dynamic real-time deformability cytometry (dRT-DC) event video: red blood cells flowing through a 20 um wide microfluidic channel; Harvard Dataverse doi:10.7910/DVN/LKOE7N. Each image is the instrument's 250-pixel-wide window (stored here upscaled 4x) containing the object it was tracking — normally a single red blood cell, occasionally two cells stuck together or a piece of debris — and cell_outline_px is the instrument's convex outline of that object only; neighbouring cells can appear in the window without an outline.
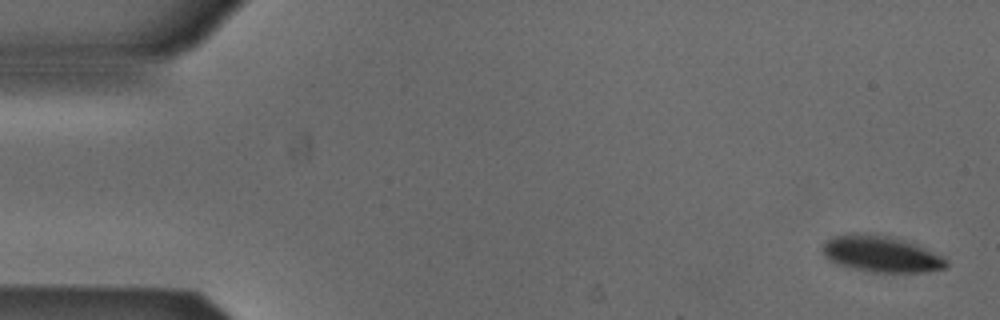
{"species": "Egyptian fruit bat (a non-hibernating species)", "species_latin": "Rousettus aegyptiacus", "temperature_condition": "cold", "stored_images_in_passage": 6, "camera_frame_rate_fps": 3000, "um_per_image_px": 0.085, "animal": {"sex": "male"}, "frame": {"image": 1, "passage_image": 1, "time_ms": 0.0, "image_size_px": [1000, 320], "cell_outline_px": [[948, 268], [928, 272], [872, 272], [852, 268], [836, 264], [828, 260], [824, 256], [820, 248], [824, 240], [832, 236], [852, 232], [856, 232], [888, 236], [916, 244], [948, 260]], "centroid_in_image_um": [74.82, 21.59], "position_along_channel_um": 10.2, "area_um2": 26.47}}
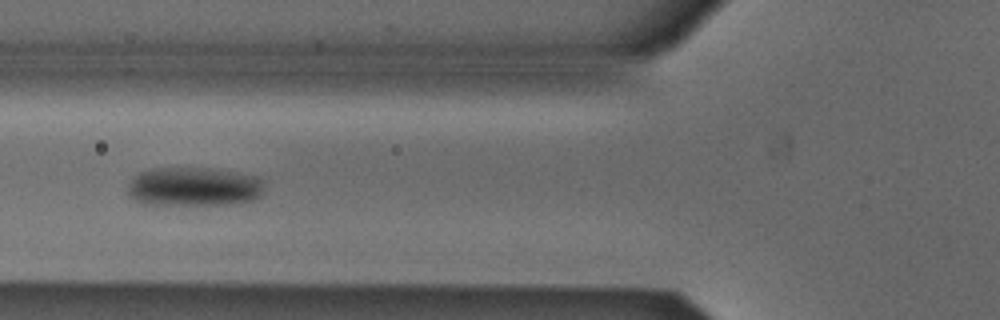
{"frame": {"image": 2, "passage_image": 6, "time_ms": 1.667, "image_size_px": [1000, 320], "cell_outline_px": [[260, 196], [252, 200], [228, 204], [144, 204], [136, 200], [128, 192], [128, 184], [140, 172], [152, 168], [216, 168], [256, 176], [260, 180]], "centroid_in_image_um": [16.44, 15.85], "position_along_channel_um": 109.4, "area_um2": 30.58}}